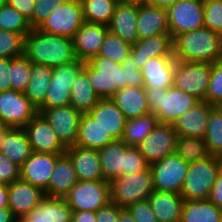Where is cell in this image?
<instances>
[{
  "label": "cell",
  "mask_w": 222,
  "mask_h": 222,
  "mask_svg": "<svg viewBox=\"0 0 222 222\" xmlns=\"http://www.w3.org/2000/svg\"><path fill=\"white\" fill-rule=\"evenodd\" d=\"M52 126L65 147L75 145L82 113L71 105L51 109H38Z\"/></svg>",
  "instance_id": "cell-15"
},
{
  "label": "cell",
  "mask_w": 222,
  "mask_h": 222,
  "mask_svg": "<svg viewBox=\"0 0 222 222\" xmlns=\"http://www.w3.org/2000/svg\"><path fill=\"white\" fill-rule=\"evenodd\" d=\"M25 36L0 29V58H17L24 55Z\"/></svg>",
  "instance_id": "cell-44"
},
{
  "label": "cell",
  "mask_w": 222,
  "mask_h": 222,
  "mask_svg": "<svg viewBox=\"0 0 222 222\" xmlns=\"http://www.w3.org/2000/svg\"><path fill=\"white\" fill-rule=\"evenodd\" d=\"M67 0H36L33 11V29L39 28L57 6Z\"/></svg>",
  "instance_id": "cell-48"
},
{
  "label": "cell",
  "mask_w": 222,
  "mask_h": 222,
  "mask_svg": "<svg viewBox=\"0 0 222 222\" xmlns=\"http://www.w3.org/2000/svg\"><path fill=\"white\" fill-rule=\"evenodd\" d=\"M180 222H222V209L209 199L184 200Z\"/></svg>",
  "instance_id": "cell-35"
},
{
  "label": "cell",
  "mask_w": 222,
  "mask_h": 222,
  "mask_svg": "<svg viewBox=\"0 0 222 222\" xmlns=\"http://www.w3.org/2000/svg\"><path fill=\"white\" fill-rule=\"evenodd\" d=\"M32 62L23 55L10 58V86L11 90L24 92L31 77Z\"/></svg>",
  "instance_id": "cell-42"
},
{
  "label": "cell",
  "mask_w": 222,
  "mask_h": 222,
  "mask_svg": "<svg viewBox=\"0 0 222 222\" xmlns=\"http://www.w3.org/2000/svg\"><path fill=\"white\" fill-rule=\"evenodd\" d=\"M64 199L72 211L96 212L111 202L110 182L78 180Z\"/></svg>",
  "instance_id": "cell-7"
},
{
  "label": "cell",
  "mask_w": 222,
  "mask_h": 222,
  "mask_svg": "<svg viewBox=\"0 0 222 222\" xmlns=\"http://www.w3.org/2000/svg\"><path fill=\"white\" fill-rule=\"evenodd\" d=\"M6 125L3 123V121H2V119L0 118V130L2 129V128H4Z\"/></svg>",
  "instance_id": "cell-65"
},
{
  "label": "cell",
  "mask_w": 222,
  "mask_h": 222,
  "mask_svg": "<svg viewBox=\"0 0 222 222\" xmlns=\"http://www.w3.org/2000/svg\"><path fill=\"white\" fill-rule=\"evenodd\" d=\"M72 222H96V212L73 211Z\"/></svg>",
  "instance_id": "cell-56"
},
{
  "label": "cell",
  "mask_w": 222,
  "mask_h": 222,
  "mask_svg": "<svg viewBox=\"0 0 222 222\" xmlns=\"http://www.w3.org/2000/svg\"><path fill=\"white\" fill-rule=\"evenodd\" d=\"M215 107L222 113V100Z\"/></svg>",
  "instance_id": "cell-62"
},
{
  "label": "cell",
  "mask_w": 222,
  "mask_h": 222,
  "mask_svg": "<svg viewBox=\"0 0 222 222\" xmlns=\"http://www.w3.org/2000/svg\"><path fill=\"white\" fill-rule=\"evenodd\" d=\"M222 100V59L211 64V76L205 101L216 105Z\"/></svg>",
  "instance_id": "cell-46"
},
{
  "label": "cell",
  "mask_w": 222,
  "mask_h": 222,
  "mask_svg": "<svg viewBox=\"0 0 222 222\" xmlns=\"http://www.w3.org/2000/svg\"><path fill=\"white\" fill-rule=\"evenodd\" d=\"M158 118L153 113H148L126 121L121 138L128 146L139 145L157 126Z\"/></svg>",
  "instance_id": "cell-37"
},
{
  "label": "cell",
  "mask_w": 222,
  "mask_h": 222,
  "mask_svg": "<svg viewBox=\"0 0 222 222\" xmlns=\"http://www.w3.org/2000/svg\"><path fill=\"white\" fill-rule=\"evenodd\" d=\"M159 222H180L184 199L181 194L154 190L147 199Z\"/></svg>",
  "instance_id": "cell-30"
},
{
  "label": "cell",
  "mask_w": 222,
  "mask_h": 222,
  "mask_svg": "<svg viewBox=\"0 0 222 222\" xmlns=\"http://www.w3.org/2000/svg\"><path fill=\"white\" fill-rule=\"evenodd\" d=\"M204 27L222 35V0H203Z\"/></svg>",
  "instance_id": "cell-45"
},
{
  "label": "cell",
  "mask_w": 222,
  "mask_h": 222,
  "mask_svg": "<svg viewBox=\"0 0 222 222\" xmlns=\"http://www.w3.org/2000/svg\"><path fill=\"white\" fill-rule=\"evenodd\" d=\"M52 74V67L32 63L31 77L23 93L37 109L44 103Z\"/></svg>",
  "instance_id": "cell-36"
},
{
  "label": "cell",
  "mask_w": 222,
  "mask_h": 222,
  "mask_svg": "<svg viewBox=\"0 0 222 222\" xmlns=\"http://www.w3.org/2000/svg\"><path fill=\"white\" fill-rule=\"evenodd\" d=\"M24 55L30 62L57 67L77 60L73 39L36 28L25 37Z\"/></svg>",
  "instance_id": "cell-1"
},
{
  "label": "cell",
  "mask_w": 222,
  "mask_h": 222,
  "mask_svg": "<svg viewBox=\"0 0 222 222\" xmlns=\"http://www.w3.org/2000/svg\"><path fill=\"white\" fill-rule=\"evenodd\" d=\"M114 141L108 132L88 113H82L75 145L100 150Z\"/></svg>",
  "instance_id": "cell-32"
},
{
  "label": "cell",
  "mask_w": 222,
  "mask_h": 222,
  "mask_svg": "<svg viewBox=\"0 0 222 222\" xmlns=\"http://www.w3.org/2000/svg\"><path fill=\"white\" fill-rule=\"evenodd\" d=\"M137 34L139 39L170 34L167 9L138 3Z\"/></svg>",
  "instance_id": "cell-24"
},
{
  "label": "cell",
  "mask_w": 222,
  "mask_h": 222,
  "mask_svg": "<svg viewBox=\"0 0 222 222\" xmlns=\"http://www.w3.org/2000/svg\"><path fill=\"white\" fill-rule=\"evenodd\" d=\"M131 48V44L124 42L120 37L108 31L102 43L100 53L96 57H107L116 63H123L131 54Z\"/></svg>",
  "instance_id": "cell-41"
},
{
  "label": "cell",
  "mask_w": 222,
  "mask_h": 222,
  "mask_svg": "<svg viewBox=\"0 0 222 222\" xmlns=\"http://www.w3.org/2000/svg\"><path fill=\"white\" fill-rule=\"evenodd\" d=\"M7 0H0V8L6 4Z\"/></svg>",
  "instance_id": "cell-64"
},
{
  "label": "cell",
  "mask_w": 222,
  "mask_h": 222,
  "mask_svg": "<svg viewBox=\"0 0 222 222\" xmlns=\"http://www.w3.org/2000/svg\"><path fill=\"white\" fill-rule=\"evenodd\" d=\"M101 98L90 84L87 72L82 69L70 90V105L81 113H88Z\"/></svg>",
  "instance_id": "cell-34"
},
{
  "label": "cell",
  "mask_w": 222,
  "mask_h": 222,
  "mask_svg": "<svg viewBox=\"0 0 222 222\" xmlns=\"http://www.w3.org/2000/svg\"><path fill=\"white\" fill-rule=\"evenodd\" d=\"M80 2L85 22L108 26L120 0H80Z\"/></svg>",
  "instance_id": "cell-38"
},
{
  "label": "cell",
  "mask_w": 222,
  "mask_h": 222,
  "mask_svg": "<svg viewBox=\"0 0 222 222\" xmlns=\"http://www.w3.org/2000/svg\"><path fill=\"white\" fill-rule=\"evenodd\" d=\"M138 3L120 1L116 6L108 30L124 42L134 45L137 34Z\"/></svg>",
  "instance_id": "cell-22"
},
{
  "label": "cell",
  "mask_w": 222,
  "mask_h": 222,
  "mask_svg": "<svg viewBox=\"0 0 222 222\" xmlns=\"http://www.w3.org/2000/svg\"><path fill=\"white\" fill-rule=\"evenodd\" d=\"M208 199L218 208L222 209V165L217 173L216 181Z\"/></svg>",
  "instance_id": "cell-54"
},
{
  "label": "cell",
  "mask_w": 222,
  "mask_h": 222,
  "mask_svg": "<svg viewBox=\"0 0 222 222\" xmlns=\"http://www.w3.org/2000/svg\"><path fill=\"white\" fill-rule=\"evenodd\" d=\"M78 180H103L98 150L85 149L76 145L66 147Z\"/></svg>",
  "instance_id": "cell-25"
},
{
  "label": "cell",
  "mask_w": 222,
  "mask_h": 222,
  "mask_svg": "<svg viewBox=\"0 0 222 222\" xmlns=\"http://www.w3.org/2000/svg\"><path fill=\"white\" fill-rule=\"evenodd\" d=\"M204 141L210 155L222 158V113L216 107L210 112Z\"/></svg>",
  "instance_id": "cell-40"
},
{
  "label": "cell",
  "mask_w": 222,
  "mask_h": 222,
  "mask_svg": "<svg viewBox=\"0 0 222 222\" xmlns=\"http://www.w3.org/2000/svg\"><path fill=\"white\" fill-rule=\"evenodd\" d=\"M59 156L51 153L32 152L20 167V179L45 192Z\"/></svg>",
  "instance_id": "cell-18"
},
{
  "label": "cell",
  "mask_w": 222,
  "mask_h": 222,
  "mask_svg": "<svg viewBox=\"0 0 222 222\" xmlns=\"http://www.w3.org/2000/svg\"><path fill=\"white\" fill-rule=\"evenodd\" d=\"M172 43L177 61L213 64L222 59V35L207 27L181 33Z\"/></svg>",
  "instance_id": "cell-2"
},
{
  "label": "cell",
  "mask_w": 222,
  "mask_h": 222,
  "mask_svg": "<svg viewBox=\"0 0 222 222\" xmlns=\"http://www.w3.org/2000/svg\"><path fill=\"white\" fill-rule=\"evenodd\" d=\"M0 152L21 167L32 154V148L23 128L5 126L0 130Z\"/></svg>",
  "instance_id": "cell-23"
},
{
  "label": "cell",
  "mask_w": 222,
  "mask_h": 222,
  "mask_svg": "<svg viewBox=\"0 0 222 222\" xmlns=\"http://www.w3.org/2000/svg\"><path fill=\"white\" fill-rule=\"evenodd\" d=\"M121 209L117 204L110 202L96 211V222H119Z\"/></svg>",
  "instance_id": "cell-52"
},
{
  "label": "cell",
  "mask_w": 222,
  "mask_h": 222,
  "mask_svg": "<svg viewBox=\"0 0 222 222\" xmlns=\"http://www.w3.org/2000/svg\"><path fill=\"white\" fill-rule=\"evenodd\" d=\"M175 153L188 163L201 161L211 156L204 138L181 135L177 136Z\"/></svg>",
  "instance_id": "cell-39"
},
{
  "label": "cell",
  "mask_w": 222,
  "mask_h": 222,
  "mask_svg": "<svg viewBox=\"0 0 222 222\" xmlns=\"http://www.w3.org/2000/svg\"><path fill=\"white\" fill-rule=\"evenodd\" d=\"M84 22L80 0H67L57 6L38 29L73 39Z\"/></svg>",
  "instance_id": "cell-11"
},
{
  "label": "cell",
  "mask_w": 222,
  "mask_h": 222,
  "mask_svg": "<svg viewBox=\"0 0 222 222\" xmlns=\"http://www.w3.org/2000/svg\"><path fill=\"white\" fill-rule=\"evenodd\" d=\"M177 136L173 125L158 123L154 130L137 147L151 165L175 153Z\"/></svg>",
  "instance_id": "cell-16"
},
{
  "label": "cell",
  "mask_w": 222,
  "mask_h": 222,
  "mask_svg": "<svg viewBox=\"0 0 222 222\" xmlns=\"http://www.w3.org/2000/svg\"><path fill=\"white\" fill-rule=\"evenodd\" d=\"M127 209L136 222H159L148 200L135 202Z\"/></svg>",
  "instance_id": "cell-50"
},
{
  "label": "cell",
  "mask_w": 222,
  "mask_h": 222,
  "mask_svg": "<svg viewBox=\"0 0 222 222\" xmlns=\"http://www.w3.org/2000/svg\"><path fill=\"white\" fill-rule=\"evenodd\" d=\"M83 69L101 99L112 98L119 89L125 87L121 63H116L107 57H93L88 62H84Z\"/></svg>",
  "instance_id": "cell-4"
},
{
  "label": "cell",
  "mask_w": 222,
  "mask_h": 222,
  "mask_svg": "<svg viewBox=\"0 0 222 222\" xmlns=\"http://www.w3.org/2000/svg\"><path fill=\"white\" fill-rule=\"evenodd\" d=\"M178 0H147V4L168 9Z\"/></svg>",
  "instance_id": "cell-58"
},
{
  "label": "cell",
  "mask_w": 222,
  "mask_h": 222,
  "mask_svg": "<svg viewBox=\"0 0 222 222\" xmlns=\"http://www.w3.org/2000/svg\"><path fill=\"white\" fill-rule=\"evenodd\" d=\"M121 68L124 70L125 87H143L142 75L138 64L134 62V57L130 54L123 63Z\"/></svg>",
  "instance_id": "cell-49"
},
{
  "label": "cell",
  "mask_w": 222,
  "mask_h": 222,
  "mask_svg": "<svg viewBox=\"0 0 222 222\" xmlns=\"http://www.w3.org/2000/svg\"><path fill=\"white\" fill-rule=\"evenodd\" d=\"M37 113L38 109L23 92H0V118L6 126L23 128Z\"/></svg>",
  "instance_id": "cell-13"
},
{
  "label": "cell",
  "mask_w": 222,
  "mask_h": 222,
  "mask_svg": "<svg viewBox=\"0 0 222 222\" xmlns=\"http://www.w3.org/2000/svg\"><path fill=\"white\" fill-rule=\"evenodd\" d=\"M134 62L142 68L151 58L158 56H173V43L170 34H158L148 38L138 39L131 48Z\"/></svg>",
  "instance_id": "cell-27"
},
{
  "label": "cell",
  "mask_w": 222,
  "mask_h": 222,
  "mask_svg": "<svg viewBox=\"0 0 222 222\" xmlns=\"http://www.w3.org/2000/svg\"><path fill=\"white\" fill-rule=\"evenodd\" d=\"M6 3L18 10L29 21L33 29V11L36 0H7Z\"/></svg>",
  "instance_id": "cell-53"
},
{
  "label": "cell",
  "mask_w": 222,
  "mask_h": 222,
  "mask_svg": "<svg viewBox=\"0 0 222 222\" xmlns=\"http://www.w3.org/2000/svg\"><path fill=\"white\" fill-rule=\"evenodd\" d=\"M127 120L150 113L144 87L126 86L111 98Z\"/></svg>",
  "instance_id": "cell-31"
},
{
  "label": "cell",
  "mask_w": 222,
  "mask_h": 222,
  "mask_svg": "<svg viewBox=\"0 0 222 222\" xmlns=\"http://www.w3.org/2000/svg\"><path fill=\"white\" fill-rule=\"evenodd\" d=\"M44 197V191L21 179L8 184V208L16 218H24Z\"/></svg>",
  "instance_id": "cell-17"
},
{
  "label": "cell",
  "mask_w": 222,
  "mask_h": 222,
  "mask_svg": "<svg viewBox=\"0 0 222 222\" xmlns=\"http://www.w3.org/2000/svg\"><path fill=\"white\" fill-rule=\"evenodd\" d=\"M150 168V164L141 154L137 146H128L124 152L123 175L137 173Z\"/></svg>",
  "instance_id": "cell-47"
},
{
  "label": "cell",
  "mask_w": 222,
  "mask_h": 222,
  "mask_svg": "<svg viewBox=\"0 0 222 222\" xmlns=\"http://www.w3.org/2000/svg\"><path fill=\"white\" fill-rule=\"evenodd\" d=\"M83 66L84 62L77 59L71 63L54 67L44 103L39 109L69 106L71 87Z\"/></svg>",
  "instance_id": "cell-8"
},
{
  "label": "cell",
  "mask_w": 222,
  "mask_h": 222,
  "mask_svg": "<svg viewBox=\"0 0 222 222\" xmlns=\"http://www.w3.org/2000/svg\"><path fill=\"white\" fill-rule=\"evenodd\" d=\"M150 113L157 116L159 123H173L187 110L195 106L199 99L174 86L168 89L145 88Z\"/></svg>",
  "instance_id": "cell-3"
},
{
  "label": "cell",
  "mask_w": 222,
  "mask_h": 222,
  "mask_svg": "<svg viewBox=\"0 0 222 222\" xmlns=\"http://www.w3.org/2000/svg\"><path fill=\"white\" fill-rule=\"evenodd\" d=\"M154 191L152 172L149 169L121 175L110 182L111 202L121 208L144 201Z\"/></svg>",
  "instance_id": "cell-6"
},
{
  "label": "cell",
  "mask_w": 222,
  "mask_h": 222,
  "mask_svg": "<svg viewBox=\"0 0 222 222\" xmlns=\"http://www.w3.org/2000/svg\"><path fill=\"white\" fill-rule=\"evenodd\" d=\"M16 217L9 208L0 209V222H13Z\"/></svg>",
  "instance_id": "cell-59"
},
{
  "label": "cell",
  "mask_w": 222,
  "mask_h": 222,
  "mask_svg": "<svg viewBox=\"0 0 222 222\" xmlns=\"http://www.w3.org/2000/svg\"><path fill=\"white\" fill-rule=\"evenodd\" d=\"M127 147L128 145L119 139L98 150L104 181L111 182L123 175L124 152Z\"/></svg>",
  "instance_id": "cell-33"
},
{
  "label": "cell",
  "mask_w": 222,
  "mask_h": 222,
  "mask_svg": "<svg viewBox=\"0 0 222 222\" xmlns=\"http://www.w3.org/2000/svg\"><path fill=\"white\" fill-rule=\"evenodd\" d=\"M175 67L174 56H158L149 59L140 68L143 87L168 89L173 86Z\"/></svg>",
  "instance_id": "cell-20"
},
{
  "label": "cell",
  "mask_w": 222,
  "mask_h": 222,
  "mask_svg": "<svg viewBox=\"0 0 222 222\" xmlns=\"http://www.w3.org/2000/svg\"><path fill=\"white\" fill-rule=\"evenodd\" d=\"M189 163L182 160L176 153L150 165L153 188L160 192H181Z\"/></svg>",
  "instance_id": "cell-10"
},
{
  "label": "cell",
  "mask_w": 222,
  "mask_h": 222,
  "mask_svg": "<svg viewBox=\"0 0 222 222\" xmlns=\"http://www.w3.org/2000/svg\"><path fill=\"white\" fill-rule=\"evenodd\" d=\"M124 2L146 3L147 4V0H124Z\"/></svg>",
  "instance_id": "cell-61"
},
{
  "label": "cell",
  "mask_w": 222,
  "mask_h": 222,
  "mask_svg": "<svg viewBox=\"0 0 222 222\" xmlns=\"http://www.w3.org/2000/svg\"><path fill=\"white\" fill-rule=\"evenodd\" d=\"M215 106L200 101L185 111L174 123L177 135L204 138L207 131L208 118Z\"/></svg>",
  "instance_id": "cell-21"
},
{
  "label": "cell",
  "mask_w": 222,
  "mask_h": 222,
  "mask_svg": "<svg viewBox=\"0 0 222 222\" xmlns=\"http://www.w3.org/2000/svg\"><path fill=\"white\" fill-rule=\"evenodd\" d=\"M119 222H136L127 208L120 210Z\"/></svg>",
  "instance_id": "cell-60"
},
{
  "label": "cell",
  "mask_w": 222,
  "mask_h": 222,
  "mask_svg": "<svg viewBox=\"0 0 222 222\" xmlns=\"http://www.w3.org/2000/svg\"><path fill=\"white\" fill-rule=\"evenodd\" d=\"M9 68L10 58H0V92L11 90Z\"/></svg>",
  "instance_id": "cell-55"
},
{
  "label": "cell",
  "mask_w": 222,
  "mask_h": 222,
  "mask_svg": "<svg viewBox=\"0 0 222 222\" xmlns=\"http://www.w3.org/2000/svg\"><path fill=\"white\" fill-rule=\"evenodd\" d=\"M108 31V26L104 24L84 22L73 38L77 59L88 62L98 56Z\"/></svg>",
  "instance_id": "cell-19"
},
{
  "label": "cell",
  "mask_w": 222,
  "mask_h": 222,
  "mask_svg": "<svg viewBox=\"0 0 222 222\" xmlns=\"http://www.w3.org/2000/svg\"><path fill=\"white\" fill-rule=\"evenodd\" d=\"M8 208V184L0 185V209Z\"/></svg>",
  "instance_id": "cell-57"
},
{
  "label": "cell",
  "mask_w": 222,
  "mask_h": 222,
  "mask_svg": "<svg viewBox=\"0 0 222 222\" xmlns=\"http://www.w3.org/2000/svg\"><path fill=\"white\" fill-rule=\"evenodd\" d=\"M222 165V158H208L189 163L180 194L184 200L208 199Z\"/></svg>",
  "instance_id": "cell-5"
},
{
  "label": "cell",
  "mask_w": 222,
  "mask_h": 222,
  "mask_svg": "<svg viewBox=\"0 0 222 222\" xmlns=\"http://www.w3.org/2000/svg\"><path fill=\"white\" fill-rule=\"evenodd\" d=\"M78 182L70 157L64 153L57 158L45 196L64 198Z\"/></svg>",
  "instance_id": "cell-28"
},
{
  "label": "cell",
  "mask_w": 222,
  "mask_h": 222,
  "mask_svg": "<svg viewBox=\"0 0 222 222\" xmlns=\"http://www.w3.org/2000/svg\"><path fill=\"white\" fill-rule=\"evenodd\" d=\"M13 222H26L24 218H16Z\"/></svg>",
  "instance_id": "cell-63"
},
{
  "label": "cell",
  "mask_w": 222,
  "mask_h": 222,
  "mask_svg": "<svg viewBox=\"0 0 222 222\" xmlns=\"http://www.w3.org/2000/svg\"><path fill=\"white\" fill-rule=\"evenodd\" d=\"M88 114L98 121L114 140L122 138L127 119L111 98L101 99Z\"/></svg>",
  "instance_id": "cell-26"
},
{
  "label": "cell",
  "mask_w": 222,
  "mask_h": 222,
  "mask_svg": "<svg viewBox=\"0 0 222 222\" xmlns=\"http://www.w3.org/2000/svg\"><path fill=\"white\" fill-rule=\"evenodd\" d=\"M211 76L210 63L184 62L176 60L173 86L200 101H205Z\"/></svg>",
  "instance_id": "cell-9"
},
{
  "label": "cell",
  "mask_w": 222,
  "mask_h": 222,
  "mask_svg": "<svg viewBox=\"0 0 222 222\" xmlns=\"http://www.w3.org/2000/svg\"><path fill=\"white\" fill-rule=\"evenodd\" d=\"M33 152L62 155L66 147L58 139L47 119L37 113L26 126L23 127Z\"/></svg>",
  "instance_id": "cell-14"
},
{
  "label": "cell",
  "mask_w": 222,
  "mask_h": 222,
  "mask_svg": "<svg viewBox=\"0 0 222 222\" xmlns=\"http://www.w3.org/2000/svg\"><path fill=\"white\" fill-rule=\"evenodd\" d=\"M72 214L64 198L45 196L24 219L26 222H72Z\"/></svg>",
  "instance_id": "cell-29"
},
{
  "label": "cell",
  "mask_w": 222,
  "mask_h": 222,
  "mask_svg": "<svg viewBox=\"0 0 222 222\" xmlns=\"http://www.w3.org/2000/svg\"><path fill=\"white\" fill-rule=\"evenodd\" d=\"M0 29L17 32L25 37L32 30L29 21L7 3L0 8Z\"/></svg>",
  "instance_id": "cell-43"
},
{
  "label": "cell",
  "mask_w": 222,
  "mask_h": 222,
  "mask_svg": "<svg viewBox=\"0 0 222 222\" xmlns=\"http://www.w3.org/2000/svg\"><path fill=\"white\" fill-rule=\"evenodd\" d=\"M172 39L184 32L204 27L203 0H178L167 9Z\"/></svg>",
  "instance_id": "cell-12"
},
{
  "label": "cell",
  "mask_w": 222,
  "mask_h": 222,
  "mask_svg": "<svg viewBox=\"0 0 222 222\" xmlns=\"http://www.w3.org/2000/svg\"><path fill=\"white\" fill-rule=\"evenodd\" d=\"M18 179H20V167L0 152V180L4 184H10Z\"/></svg>",
  "instance_id": "cell-51"
}]
</instances>
